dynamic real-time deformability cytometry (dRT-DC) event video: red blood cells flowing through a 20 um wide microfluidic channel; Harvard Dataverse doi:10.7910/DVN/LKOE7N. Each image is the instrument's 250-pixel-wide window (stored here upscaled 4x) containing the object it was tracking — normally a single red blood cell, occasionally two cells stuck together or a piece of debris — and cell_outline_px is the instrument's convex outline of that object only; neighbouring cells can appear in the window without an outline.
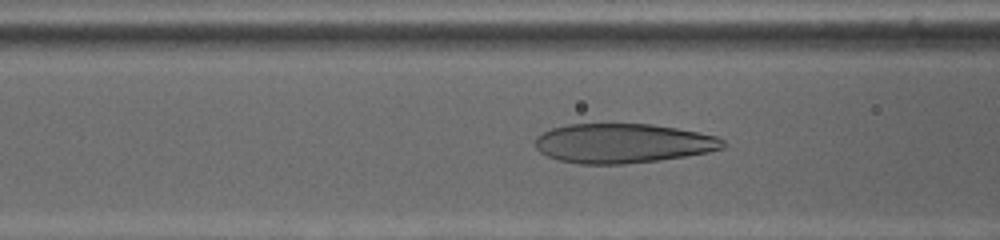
{"species": "human", "species_latin": "Homo sapiens", "temperature_condition": "cold", "stored_images_in_passage": 45, "camera_frame_rate_fps": 3000, "um_per_image_px": 0.085, "donor": {"sex": "female"}, "frame": {"image": 1, "passage_image": 15, "time_ms": 4.667, "image_size_px": [1000, 240], "cell_outline_px": [[724, 148], [708, 152], [684, 156], [656, 160], [624, 164], [580, 164], [560, 160], [548, 156], [540, 152], [536, 148], [536, 136], [552, 128], [568, 124], [652, 124], [676, 128], [716, 136], [724, 140]], "centroid_in_image_um": [52.92, 12.18], "position_along_channel_um": 113.7, "area_um2": 42.89}}
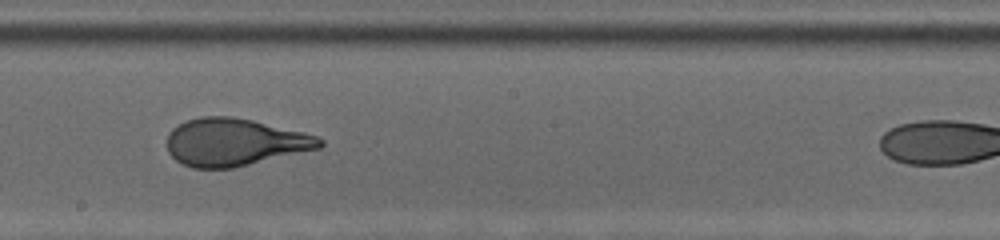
{"frame": {"image": 2, "passage_image": 27, "time_ms": 8.667, "image_size_px": [1000, 240], "cell_outline_px": [[324, 144], [320, 148], [232, 168], [192, 168], [176, 160], [168, 152], [168, 132], [172, 128], [184, 120], [200, 116], [232, 116], [252, 120], [304, 132], [316, 136], [324, 140]], "centroid_in_image_um": [19.92, 12.07], "position_along_channel_um": 228.3, "area_um2": 42.25}}
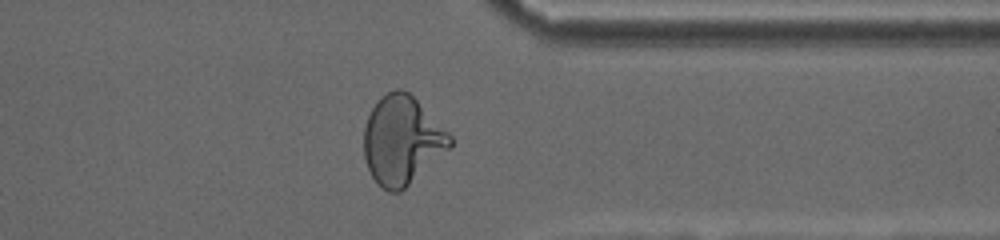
{"frame": {"image": 3, "passage_image": 43, "time_ms": 14.0, "image_size_px": [1000, 240], "cell_outline_px": [[452, 144], [448, 148], [400, 192], [388, 192], [372, 176], [368, 168], [364, 156], [364, 128], [368, 116], [372, 108], [380, 96], [396, 88], [400, 88], [408, 92], [452, 136]], "centroid_in_image_um": [34.13, 11.9], "position_along_channel_um": 377.3, "area_um2": 43.47}}